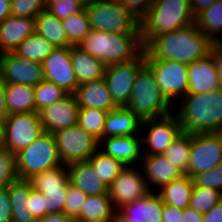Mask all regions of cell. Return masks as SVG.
<instances>
[{
	"instance_id": "1",
	"label": "cell",
	"mask_w": 222,
	"mask_h": 222,
	"mask_svg": "<svg viewBox=\"0 0 222 222\" xmlns=\"http://www.w3.org/2000/svg\"><path fill=\"white\" fill-rule=\"evenodd\" d=\"M213 44L194 23L156 37L145 49L156 60H171L188 65L206 57Z\"/></svg>"
},
{
	"instance_id": "2",
	"label": "cell",
	"mask_w": 222,
	"mask_h": 222,
	"mask_svg": "<svg viewBox=\"0 0 222 222\" xmlns=\"http://www.w3.org/2000/svg\"><path fill=\"white\" fill-rule=\"evenodd\" d=\"M174 114L182 132L222 133V88L200 94H186Z\"/></svg>"
},
{
	"instance_id": "3",
	"label": "cell",
	"mask_w": 222,
	"mask_h": 222,
	"mask_svg": "<svg viewBox=\"0 0 222 222\" xmlns=\"http://www.w3.org/2000/svg\"><path fill=\"white\" fill-rule=\"evenodd\" d=\"M195 23L191 5L185 0H155L140 21V40L145 49L156 37Z\"/></svg>"
},
{
	"instance_id": "4",
	"label": "cell",
	"mask_w": 222,
	"mask_h": 222,
	"mask_svg": "<svg viewBox=\"0 0 222 222\" xmlns=\"http://www.w3.org/2000/svg\"><path fill=\"white\" fill-rule=\"evenodd\" d=\"M80 46L106 66L131 61L143 51L140 34H117L96 30H91Z\"/></svg>"
},
{
	"instance_id": "5",
	"label": "cell",
	"mask_w": 222,
	"mask_h": 222,
	"mask_svg": "<svg viewBox=\"0 0 222 222\" xmlns=\"http://www.w3.org/2000/svg\"><path fill=\"white\" fill-rule=\"evenodd\" d=\"M172 106L174 105L157 85L152 70L145 64L136 75L125 108L133 111L141 120H145L173 113Z\"/></svg>"
},
{
	"instance_id": "6",
	"label": "cell",
	"mask_w": 222,
	"mask_h": 222,
	"mask_svg": "<svg viewBox=\"0 0 222 222\" xmlns=\"http://www.w3.org/2000/svg\"><path fill=\"white\" fill-rule=\"evenodd\" d=\"M54 134L44 131L29 146L16 153L19 179L29 180L45 170L61 166Z\"/></svg>"
},
{
	"instance_id": "7",
	"label": "cell",
	"mask_w": 222,
	"mask_h": 222,
	"mask_svg": "<svg viewBox=\"0 0 222 222\" xmlns=\"http://www.w3.org/2000/svg\"><path fill=\"white\" fill-rule=\"evenodd\" d=\"M85 9L92 30L117 34H140V21L117 0H92Z\"/></svg>"
},
{
	"instance_id": "8",
	"label": "cell",
	"mask_w": 222,
	"mask_h": 222,
	"mask_svg": "<svg viewBox=\"0 0 222 222\" xmlns=\"http://www.w3.org/2000/svg\"><path fill=\"white\" fill-rule=\"evenodd\" d=\"M43 132L38 112L9 114L2 122L1 145L16 154Z\"/></svg>"
},
{
	"instance_id": "9",
	"label": "cell",
	"mask_w": 222,
	"mask_h": 222,
	"mask_svg": "<svg viewBox=\"0 0 222 222\" xmlns=\"http://www.w3.org/2000/svg\"><path fill=\"white\" fill-rule=\"evenodd\" d=\"M145 64L152 70L157 85L171 103L183 98L188 89V65L171 60H156L144 49ZM173 101V102H172Z\"/></svg>"
},
{
	"instance_id": "10",
	"label": "cell",
	"mask_w": 222,
	"mask_h": 222,
	"mask_svg": "<svg viewBox=\"0 0 222 222\" xmlns=\"http://www.w3.org/2000/svg\"><path fill=\"white\" fill-rule=\"evenodd\" d=\"M53 134L63 165L87 161L99 149V140L78 124Z\"/></svg>"
},
{
	"instance_id": "11",
	"label": "cell",
	"mask_w": 222,
	"mask_h": 222,
	"mask_svg": "<svg viewBox=\"0 0 222 222\" xmlns=\"http://www.w3.org/2000/svg\"><path fill=\"white\" fill-rule=\"evenodd\" d=\"M222 162V133L192 134L188 170L194 175L209 171Z\"/></svg>"
},
{
	"instance_id": "12",
	"label": "cell",
	"mask_w": 222,
	"mask_h": 222,
	"mask_svg": "<svg viewBox=\"0 0 222 222\" xmlns=\"http://www.w3.org/2000/svg\"><path fill=\"white\" fill-rule=\"evenodd\" d=\"M145 65L144 49L133 60L106 66L104 80L112 99L118 107L128 103L138 71Z\"/></svg>"
},
{
	"instance_id": "13",
	"label": "cell",
	"mask_w": 222,
	"mask_h": 222,
	"mask_svg": "<svg viewBox=\"0 0 222 222\" xmlns=\"http://www.w3.org/2000/svg\"><path fill=\"white\" fill-rule=\"evenodd\" d=\"M142 126L150 127L146 129L147 135L142 137V143L147 144L146 149V146H143V155L164 154L182 132L177 115L172 113L163 117L142 120Z\"/></svg>"
},
{
	"instance_id": "14",
	"label": "cell",
	"mask_w": 222,
	"mask_h": 222,
	"mask_svg": "<svg viewBox=\"0 0 222 222\" xmlns=\"http://www.w3.org/2000/svg\"><path fill=\"white\" fill-rule=\"evenodd\" d=\"M41 64L45 81L56 84L68 94L75 93L79 85L72 68L70 46L55 47Z\"/></svg>"
},
{
	"instance_id": "15",
	"label": "cell",
	"mask_w": 222,
	"mask_h": 222,
	"mask_svg": "<svg viewBox=\"0 0 222 222\" xmlns=\"http://www.w3.org/2000/svg\"><path fill=\"white\" fill-rule=\"evenodd\" d=\"M134 167L125 166L109 186V196L116 209L150 192L143 172Z\"/></svg>"
},
{
	"instance_id": "16",
	"label": "cell",
	"mask_w": 222,
	"mask_h": 222,
	"mask_svg": "<svg viewBox=\"0 0 222 222\" xmlns=\"http://www.w3.org/2000/svg\"><path fill=\"white\" fill-rule=\"evenodd\" d=\"M0 77L5 84L16 83L35 87L45 80L42 64L3 53Z\"/></svg>"
},
{
	"instance_id": "17",
	"label": "cell",
	"mask_w": 222,
	"mask_h": 222,
	"mask_svg": "<svg viewBox=\"0 0 222 222\" xmlns=\"http://www.w3.org/2000/svg\"><path fill=\"white\" fill-rule=\"evenodd\" d=\"M79 106L74 94L43 108L39 112L43 130L49 133L69 128L77 124Z\"/></svg>"
},
{
	"instance_id": "18",
	"label": "cell",
	"mask_w": 222,
	"mask_h": 222,
	"mask_svg": "<svg viewBox=\"0 0 222 222\" xmlns=\"http://www.w3.org/2000/svg\"><path fill=\"white\" fill-rule=\"evenodd\" d=\"M222 88L215 61L209 53L206 57L188 64L187 94H200Z\"/></svg>"
},
{
	"instance_id": "19",
	"label": "cell",
	"mask_w": 222,
	"mask_h": 222,
	"mask_svg": "<svg viewBox=\"0 0 222 222\" xmlns=\"http://www.w3.org/2000/svg\"><path fill=\"white\" fill-rule=\"evenodd\" d=\"M141 159L142 164L140 166L143 165L144 178L149 191H153L149 187L150 185L155 186L152 188L158 187V190L162 186L185 175L182 170L170 162L163 154L142 155Z\"/></svg>"
},
{
	"instance_id": "20",
	"label": "cell",
	"mask_w": 222,
	"mask_h": 222,
	"mask_svg": "<svg viewBox=\"0 0 222 222\" xmlns=\"http://www.w3.org/2000/svg\"><path fill=\"white\" fill-rule=\"evenodd\" d=\"M142 144V138H138L137 135L106 137L99 141V149L105 155L120 161L124 166H133L137 164V161L142 160L140 159L143 155Z\"/></svg>"
},
{
	"instance_id": "21",
	"label": "cell",
	"mask_w": 222,
	"mask_h": 222,
	"mask_svg": "<svg viewBox=\"0 0 222 222\" xmlns=\"http://www.w3.org/2000/svg\"><path fill=\"white\" fill-rule=\"evenodd\" d=\"M74 96L79 108H95L106 112L118 108L104 78L79 85Z\"/></svg>"
},
{
	"instance_id": "22",
	"label": "cell",
	"mask_w": 222,
	"mask_h": 222,
	"mask_svg": "<svg viewBox=\"0 0 222 222\" xmlns=\"http://www.w3.org/2000/svg\"><path fill=\"white\" fill-rule=\"evenodd\" d=\"M34 32L35 19L10 15L0 23V49L3 53H13Z\"/></svg>"
},
{
	"instance_id": "23",
	"label": "cell",
	"mask_w": 222,
	"mask_h": 222,
	"mask_svg": "<svg viewBox=\"0 0 222 222\" xmlns=\"http://www.w3.org/2000/svg\"><path fill=\"white\" fill-rule=\"evenodd\" d=\"M68 173L69 182L87 196L109 194V186L99 179L88 160L68 165Z\"/></svg>"
},
{
	"instance_id": "24",
	"label": "cell",
	"mask_w": 222,
	"mask_h": 222,
	"mask_svg": "<svg viewBox=\"0 0 222 222\" xmlns=\"http://www.w3.org/2000/svg\"><path fill=\"white\" fill-rule=\"evenodd\" d=\"M141 127L142 120L133 111L118 107L107 114L103 138L139 135L138 131H141Z\"/></svg>"
},
{
	"instance_id": "25",
	"label": "cell",
	"mask_w": 222,
	"mask_h": 222,
	"mask_svg": "<svg viewBox=\"0 0 222 222\" xmlns=\"http://www.w3.org/2000/svg\"><path fill=\"white\" fill-rule=\"evenodd\" d=\"M70 57L78 85L104 78L106 65L85 52L80 45L70 46Z\"/></svg>"
},
{
	"instance_id": "26",
	"label": "cell",
	"mask_w": 222,
	"mask_h": 222,
	"mask_svg": "<svg viewBox=\"0 0 222 222\" xmlns=\"http://www.w3.org/2000/svg\"><path fill=\"white\" fill-rule=\"evenodd\" d=\"M76 219L84 222H116L117 209L109 194L87 196Z\"/></svg>"
},
{
	"instance_id": "27",
	"label": "cell",
	"mask_w": 222,
	"mask_h": 222,
	"mask_svg": "<svg viewBox=\"0 0 222 222\" xmlns=\"http://www.w3.org/2000/svg\"><path fill=\"white\" fill-rule=\"evenodd\" d=\"M33 186L29 180L18 179L8 186L12 207V222H36L30 213V194Z\"/></svg>"
},
{
	"instance_id": "28",
	"label": "cell",
	"mask_w": 222,
	"mask_h": 222,
	"mask_svg": "<svg viewBox=\"0 0 222 222\" xmlns=\"http://www.w3.org/2000/svg\"><path fill=\"white\" fill-rule=\"evenodd\" d=\"M194 183L190 176L186 174L157 190L164 204L185 209L189 207L191 193Z\"/></svg>"
},
{
	"instance_id": "29",
	"label": "cell",
	"mask_w": 222,
	"mask_h": 222,
	"mask_svg": "<svg viewBox=\"0 0 222 222\" xmlns=\"http://www.w3.org/2000/svg\"><path fill=\"white\" fill-rule=\"evenodd\" d=\"M35 32L49 41L54 48L71 46L61 19L46 10L35 18Z\"/></svg>"
},
{
	"instance_id": "30",
	"label": "cell",
	"mask_w": 222,
	"mask_h": 222,
	"mask_svg": "<svg viewBox=\"0 0 222 222\" xmlns=\"http://www.w3.org/2000/svg\"><path fill=\"white\" fill-rule=\"evenodd\" d=\"M35 87L16 83L5 84L9 114L35 112Z\"/></svg>"
},
{
	"instance_id": "31",
	"label": "cell",
	"mask_w": 222,
	"mask_h": 222,
	"mask_svg": "<svg viewBox=\"0 0 222 222\" xmlns=\"http://www.w3.org/2000/svg\"><path fill=\"white\" fill-rule=\"evenodd\" d=\"M195 24L214 44L222 43V38L217 37L222 33V0H216L199 13L195 17Z\"/></svg>"
},
{
	"instance_id": "32",
	"label": "cell",
	"mask_w": 222,
	"mask_h": 222,
	"mask_svg": "<svg viewBox=\"0 0 222 222\" xmlns=\"http://www.w3.org/2000/svg\"><path fill=\"white\" fill-rule=\"evenodd\" d=\"M54 46L36 32L26 37L13 52L18 57L42 63L52 52Z\"/></svg>"
},
{
	"instance_id": "33",
	"label": "cell",
	"mask_w": 222,
	"mask_h": 222,
	"mask_svg": "<svg viewBox=\"0 0 222 222\" xmlns=\"http://www.w3.org/2000/svg\"><path fill=\"white\" fill-rule=\"evenodd\" d=\"M29 181L33 188L41 193H45V189H67L69 183L68 166L61 165L45 170L34 175Z\"/></svg>"
},
{
	"instance_id": "34",
	"label": "cell",
	"mask_w": 222,
	"mask_h": 222,
	"mask_svg": "<svg viewBox=\"0 0 222 222\" xmlns=\"http://www.w3.org/2000/svg\"><path fill=\"white\" fill-rule=\"evenodd\" d=\"M61 22L71 46H79L92 30L85 8L79 13L61 19Z\"/></svg>"
},
{
	"instance_id": "35",
	"label": "cell",
	"mask_w": 222,
	"mask_h": 222,
	"mask_svg": "<svg viewBox=\"0 0 222 222\" xmlns=\"http://www.w3.org/2000/svg\"><path fill=\"white\" fill-rule=\"evenodd\" d=\"M96 175L105 184L110 186L114 179L119 175V172L125 167L117 159L105 155L98 149L89 159Z\"/></svg>"
},
{
	"instance_id": "36",
	"label": "cell",
	"mask_w": 222,
	"mask_h": 222,
	"mask_svg": "<svg viewBox=\"0 0 222 222\" xmlns=\"http://www.w3.org/2000/svg\"><path fill=\"white\" fill-rule=\"evenodd\" d=\"M192 134L181 132L163 154L184 173L188 170Z\"/></svg>"
},
{
	"instance_id": "37",
	"label": "cell",
	"mask_w": 222,
	"mask_h": 222,
	"mask_svg": "<svg viewBox=\"0 0 222 222\" xmlns=\"http://www.w3.org/2000/svg\"><path fill=\"white\" fill-rule=\"evenodd\" d=\"M107 114L108 112L95 108H79L77 124L100 141Z\"/></svg>"
},
{
	"instance_id": "38",
	"label": "cell",
	"mask_w": 222,
	"mask_h": 222,
	"mask_svg": "<svg viewBox=\"0 0 222 222\" xmlns=\"http://www.w3.org/2000/svg\"><path fill=\"white\" fill-rule=\"evenodd\" d=\"M221 200L222 192L212 188L193 186L189 207L205 214Z\"/></svg>"
},
{
	"instance_id": "39",
	"label": "cell",
	"mask_w": 222,
	"mask_h": 222,
	"mask_svg": "<svg viewBox=\"0 0 222 222\" xmlns=\"http://www.w3.org/2000/svg\"><path fill=\"white\" fill-rule=\"evenodd\" d=\"M35 112H40L43 108L52 105L63 99L68 93L54 83L42 81L35 86Z\"/></svg>"
},
{
	"instance_id": "40",
	"label": "cell",
	"mask_w": 222,
	"mask_h": 222,
	"mask_svg": "<svg viewBox=\"0 0 222 222\" xmlns=\"http://www.w3.org/2000/svg\"><path fill=\"white\" fill-rule=\"evenodd\" d=\"M46 11L59 19L82 11L92 0H44Z\"/></svg>"
},
{
	"instance_id": "41",
	"label": "cell",
	"mask_w": 222,
	"mask_h": 222,
	"mask_svg": "<svg viewBox=\"0 0 222 222\" xmlns=\"http://www.w3.org/2000/svg\"><path fill=\"white\" fill-rule=\"evenodd\" d=\"M16 154L0 145V189L18 180Z\"/></svg>"
},
{
	"instance_id": "42",
	"label": "cell",
	"mask_w": 222,
	"mask_h": 222,
	"mask_svg": "<svg viewBox=\"0 0 222 222\" xmlns=\"http://www.w3.org/2000/svg\"><path fill=\"white\" fill-rule=\"evenodd\" d=\"M45 10L44 0H11V15L35 19Z\"/></svg>"
},
{
	"instance_id": "43",
	"label": "cell",
	"mask_w": 222,
	"mask_h": 222,
	"mask_svg": "<svg viewBox=\"0 0 222 222\" xmlns=\"http://www.w3.org/2000/svg\"><path fill=\"white\" fill-rule=\"evenodd\" d=\"M86 199L87 195L69 182L67 184L64 213L70 218L76 219L80 215L81 208Z\"/></svg>"
},
{
	"instance_id": "44",
	"label": "cell",
	"mask_w": 222,
	"mask_h": 222,
	"mask_svg": "<svg viewBox=\"0 0 222 222\" xmlns=\"http://www.w3.org/2000/svg\"><path fill=\"white\" fill-rule=\"evenodd\" d=\"M116 222H144V197L117 209Z\"/></svg>"
},
{
	"instance_id": "45",
	"label": "cell",
	"mask_w": 222,
	"mask_h": 222,
	"mask_svg": "<svg viewBox=\"0 0 222 222\" xmlns=\"http://www.w3.org/2000/svg\"><path fill=\"white\" fill-rule=\"evenodd\" d=\"M194 186L212 188L222 192V162L209 171L192 177Z\"/></svg>"
},
{
	"instance_id": "46",
	"label": "cell",
	"mask_w": 222,
	"mask_h": 222,
	"mask_svg": "<svg viewBox=\"0 0 222 222\" xmlns=\"http://www.w3.org/2000/svg\"><path fill=\"white\" fill-rule=\"evenodd\" d=\"M163 207L160 196L150 191L144 196V222H162Z\"/></svg>"
},
{
	"instance_id": "47",
	"label": "cell",
	"mask_w": 222,
	"mask_h": 222,
	"mask_svg": "<svg viewBox=\"0 0 222 222\" xmlns=\"http://www.w3.org/2000/svg\"><path fill=\"white\" fill-rule=\"evenodd\" d=\"M43 194L45 203V215L64 213L67 189H45Z\"/></svg>"
},
{
	"instance_id": "48",
	"label": "cell",
	"mask_w": 222,
	"mask_h": 222,
	"mask_svg": "<svg viewBox=\"0 0 222 222\" xmlns=\"http://www.w3.org/2000/svg\"><path fill=\"white\" fill-rule=\"evenodd\" d=\"M135 18L141 21L155 0H117Z\"/></svg>"
},
{
	"instance_id": "49",
	"label": "cell",
	"mask_w": 222,
	"mask_h": 222,
	"mask_svg": "<svg viewBox=\"0 0 222 222\" xmlns=\"http://www.w3.org/2000/svg\"><path fill=\"white\" fill-rule=\"evenodd\" d=\"M30 213L36 218H42L45 216V203L43 194L34 188L30 194Z\"/></svg>"
},
{
	"instance_id": "50",
	"label": "cell",
	"mask_w": 222,
	"mask_h": 222,
	"mask_svg": "<svg viewBox=\"0 0 222 222\" xmlns=\"http://www.w3.org/2000/svg\"><path fill=\"white\" fill-rule=\"evenodd\" d=\"M0 222H12V207L8 186L0 189Z\"/></svg>"
},
{
	"instance_id": "51",
	"label": "cell",
	"mask_w": 222,
	"mask_h": 222,
	"mask_svg": "<svg viewBox=\"0 0 222 222\" xmlns=\"http://www.w3.org/2000/svg\"><path fill=\"white\" fill-rule=\"evenodd\" d=\"M183 209L164 204L162 222H181Z\"/></svg>"
},
{
	"instance_id": "52",
	"label": "cell",
	"mask_w": 222,
	"mask_h": 222,
	"mask_svg": "<svg viewBox=\"0 0 222 222\" xmlns=\"http://www.w3.org/2000/svg\"><path fill=\"white\" fill-rule=\"evenodd\" d=\"M210 54L215 61L219 81L222 87V43L213 44L210 48Z\"/></svg>"
},
{
	"instance_id": "53",
	"label": "cell",
	"mask_w": 222,
	"mask_h": 222,
	"mask_svg": "<svg viewBox=\"0 0 222 222\" xmlns=\"http://www.w3.org/2000/svg\"><path fill=\"white\" fill-rule=\"evenodd\" d=\"M203 222H222V200L203 215Z\"/></svg>"
},
{
	"instance_id": "54",
	"label": "cell",
	"mask_w": 222,
	"mask_h": 222,
	"mask_svg": "<svg viewBox=\"0 0 222 222\" xmlns=\"http://www.w3.org/2000/svg\"><path fill=\"white\" fill-rule=\"evenodd\" d=\"M203 215L199 211L187 207L182 211L181 222H203Z\"/></svg>"
},
{
	"instance_id": "55",
	"label": "cell",
	"mask_w": 222,
	"mask_h": 222,
	"mask_svg": "<svg viewBox=\"0 0 222 222\" xmlns=\"http://www.w3.org/2000/svg\"><path fill=\"white\" fill-rule=\"evenodd\" d=\"M8 115L9 113L6 103L5 83L0 77V121L3 122Z\"/></svg>"
},
{
	"instance_id": "56",
	"label": "cell",
	"mask_w": 222,
	"mask_h": 222,
	"mask_svg": "<svg viewBox=\"0 0 222 222\" xmlns=\"http://www.w3.org/2000/svg\"><path fill=\"white\" fill-rule=\"evenodd\" d=\"M70 218L65 213L46 214L42 218H38L36 222H71Z\"/></svg>"
},
{
	"instance_id": "57",
	"label": "cell",
	"mask_w": 222,
	"mask_h": 222,
	"mask_svg": "<svg viewBox=\"0 0 222 222\" xmlns=\"http://www.w3.org/2000/svg\"><path fill=\"white\" fill-rule=\"evenodd\" d=\"M215 1L216 0H194L191 5L194 16L196 17L199 13L209 8Z\"/></svg>"
},
{
	"instance_id": "58",
	"label": "cell",
	"mask_w": 222,
	"mask_h": 222,
	"mask_svg": "<svg viewBox=\"0 0 222 222\" xmlns=\"http://www.w3.org/2000/svg\"><path fill=\"white\" fill-rule=\"evenodd\" d=\"M11 15V0H0V23Z\"/></svg>"
},
{
	"instance_id": "59",
	"label": "cell",
	"mask_w": 222,
	"mask_h": 222,
	"mask_svg": "<svg viewBox=\"0 0 222 222\" xmlns=\"http://www.w3.org/2000/svg\"><path fill=\"white\" fill-rule=\"evenodd\" d=\"M2 142V122L0 121V145Z\"/></svg>"
},
{
	"instance_id": "60",
	"label": "cell",
	"mask_w": 222,
	"mask_h": 222,
	"mask_svg": "<svg viewBox=\"0 0 222 222\" xmlns=\"http://www.w3.org/2000/svg\"><path fill=\"white\" fill-rule=\"evenodd\" d=\"M2 57H3V52H2V50L0 49V68H1Z\"/></svg>"
},
{
	"instance_id": "61",
	"label": "cell",
	"mask_w": 222,
	"mask_h": 222,
	"mask_svg": "<svg viewBox=\"0 0 222 222\" xmlns=\"http://www.w3.org/2000/svg\"><path fill=\"white\" fill-rule=\"evenodd\" d=\"M71 222H84V221H81V220H78V219H72Z\"/></svg>"
},
{
	"instance_id": "62",
	"label": "cell",
	"mask_w": 222,
	"mask_h": 222,
	"mask_svg": "<svg viewBox=\"0 0 222 222\" xmlns=\"http://www.w3.org/2000/svg\"><path fill=\"white\" fill-rule=\"evenodd\" d=\"M188 4L192 5L194 0H185Z\"/></svg>"
}]
</instances>
